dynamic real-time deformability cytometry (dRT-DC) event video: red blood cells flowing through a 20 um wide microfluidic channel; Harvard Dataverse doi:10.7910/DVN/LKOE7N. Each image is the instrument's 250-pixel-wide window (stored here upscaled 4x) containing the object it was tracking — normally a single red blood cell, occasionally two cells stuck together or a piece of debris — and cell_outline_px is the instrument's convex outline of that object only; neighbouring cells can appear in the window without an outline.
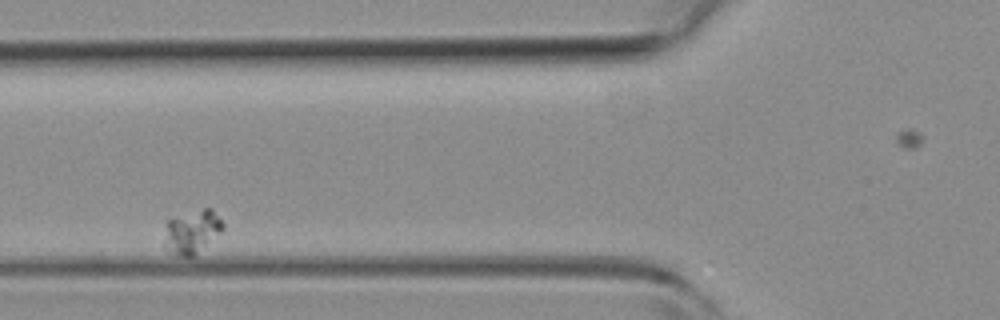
{"species": "common noctule bat (a hibernating species)", "species_latin": "Nyctalus noctula", "temperature_condition": "room temperature", "stored_images_in_passage": 3, "camera_frame_rate_fps": 3000, "um_per_image_px": 0.085, "animal": {"sex": "female", "body_mass_g": 19.3, "forearm_length_mm": 54.1}, "frame": {"image": 1, "passage_image": 2, "time_ms": 0.333, "image_size_px": [1000, 320], "cell_outline_px": [[224, 228], [220, 232], [192, 256], [180, 256], [168, 252], [164, 248], [164, 240], [168, 220], [172, 216], [204, 208], [212, 208], [224, 224]], "centroid_in_image_um": [16.29, 19.67], "position_along_channel_um": 109.5, "area_um2": 14.74}}